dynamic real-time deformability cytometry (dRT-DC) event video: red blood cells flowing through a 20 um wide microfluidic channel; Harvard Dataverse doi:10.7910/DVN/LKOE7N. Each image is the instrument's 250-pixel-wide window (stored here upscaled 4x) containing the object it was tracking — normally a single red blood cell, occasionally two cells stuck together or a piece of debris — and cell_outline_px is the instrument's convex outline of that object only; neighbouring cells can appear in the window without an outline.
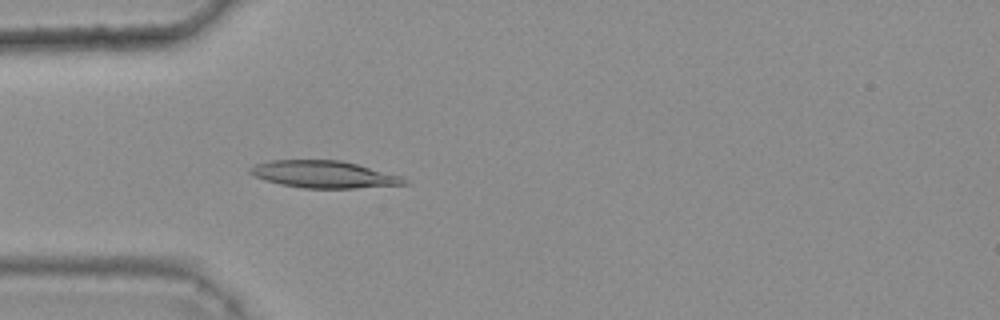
{"species": "common noctule bat (a hibernating species)", "species_latin": "Nyctalus noctula", "temperature_condition": "warm", "stored_images_in_passage": 46, "camera_frame_rate_fps": 3000, "um_per_image_px": 0.085, "animal": {"sex": "female", "body_mass_g": 25.1}, "frame": {"image": 1, "passage_image": 16, "time_ms": 5.0, "image_size_px": [1000, 320], "cell_outline_px": [[408, 184], [356, 188], [300, 188], [280, 184], [264, 180], [248, 172], [248, 168], [256, 164], [272, 160], [340, 160], [404, 176], [408, 180]], "centroid_in_image_um": [27.55, 14.82], "position_along_channel_um": 57.5, "area_um2": 24.45}}
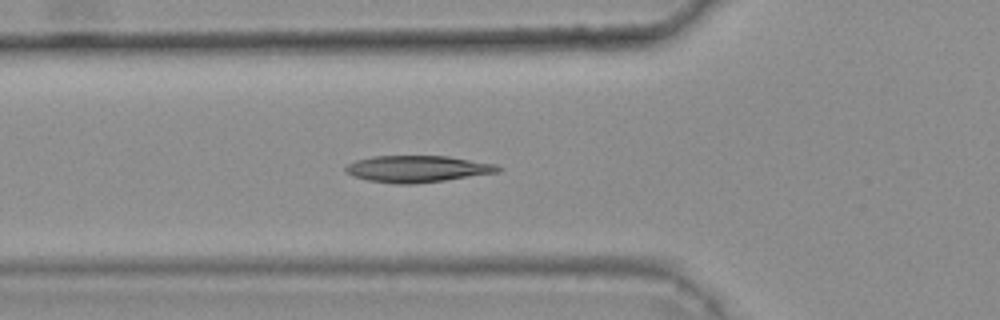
{"frame": {"image": 2, "passage_image": 19, "time_ms": 6.0, "image_size_px": [1000, 320], "cell_outline_px": [[504, 168], [500, 172], [416, 184], [396, 184], [368, 180], [352, 176], [344, 172], [344, 168], [348, 164], [356, 160], [372, 156], [448, 156], [496, 164]], "centroid_in_image_um": [35.48, 14.35], "position_along_channel_um": 90.3, "area_um2": 23.81}}
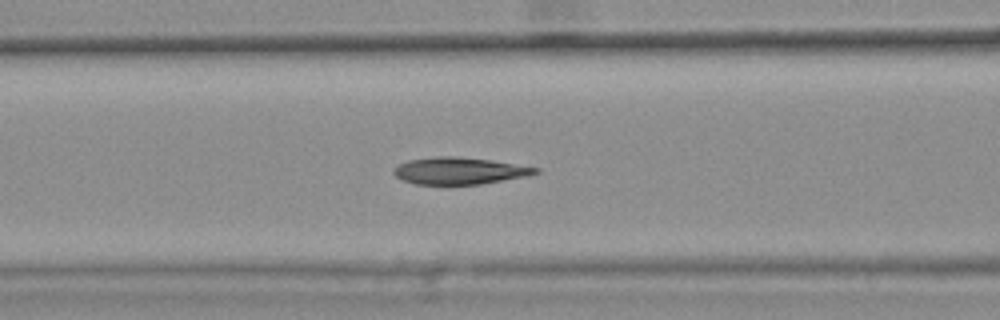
{"frame": {"image": 3, "passage_image": 22, "time_ms": 7.0, "image_size_px": [1000, 320], "cell_outline_px": [[540, 172], [524, 176], [480, 184], [416, 184], [404, 180], [396, 176], [392, 172], [392, 168], [408, 160], [440, 156], [452, 156], [488, 160], [540, 168]], "centroid_in_image_um": [39.0, 14.52], "position_along_channel_um": 127.6, "area_um2": 21.79}, "authors_computed_cell_mechanics": {"area_um2": 23.0333, "velocity_mm_per_s": 3.6865, "shape_relaxation_time_tau1_ms": 9.6171, "shape_relaxation_time_tau2_ms": 2.0812, "deformation_change_tau1": 0.2876, "deformation_change_tau2": 0.1049}}